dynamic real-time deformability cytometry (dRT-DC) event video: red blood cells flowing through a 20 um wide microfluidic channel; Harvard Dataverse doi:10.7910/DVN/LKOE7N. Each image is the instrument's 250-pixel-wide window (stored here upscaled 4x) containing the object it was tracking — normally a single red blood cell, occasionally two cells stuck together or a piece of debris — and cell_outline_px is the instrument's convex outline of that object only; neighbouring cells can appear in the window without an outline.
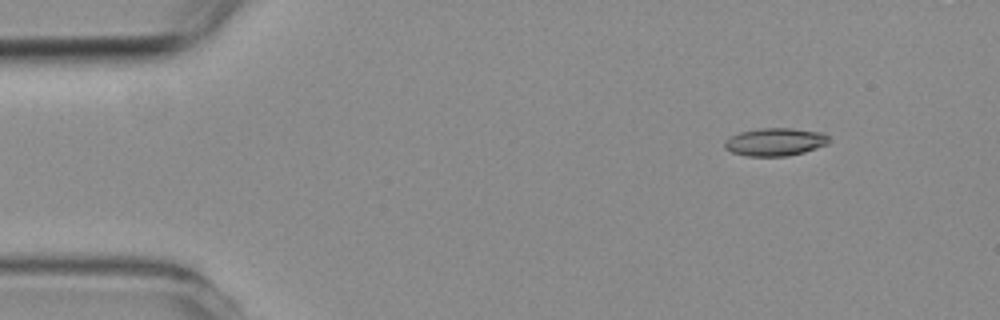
{"species": "common noctule bat (a hibernating species)", "species_latin": "Nyctalus noctula", "temperature_condition": "room temperature", "stored_images_in_passage": 6, "camera_frame_rate_fps": 3000, "um_per_image_px": 0.085, "animal": {"sex": "female", "body_mass_g": 19.3, "forearm_length_mm": 54.1}, "frame": {"image": 1, "passage_image": 1, "time_ms": 0.0, "image_size_px": [1000, 320], "cell_outline_px": [[828, 144], [804, 152], [788, 156], [748, 156], [732, 152], [724, 148], [724, 140], [740, 132], [756, 128], [792, 128], [820, 132], [828, 136]], "centroid_in_image_um": [65.86, 12.06], "position_along_channel_um": 19.1, "area_um2": 16.94}}
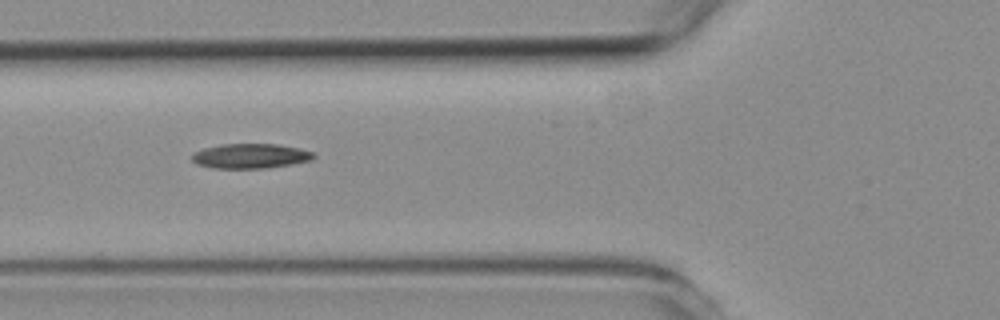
{"frame": {"image": 2, "passage_image": 4, "time_ms": 4.333, "image_size_px": [1000, 320], "cell_outline_px": [[316, 156], [312, 160], [292, 164], [264, 168], [212, 168], [196, 164], [192, 160], [192, 152], [204, 148], [220, 144], [280, 144], [300, 148], [312, 152]], "centroid_in_image_um": [21.28, 13.25], "position_along_channel_um": 104.5, "area_um2": 17.69}}
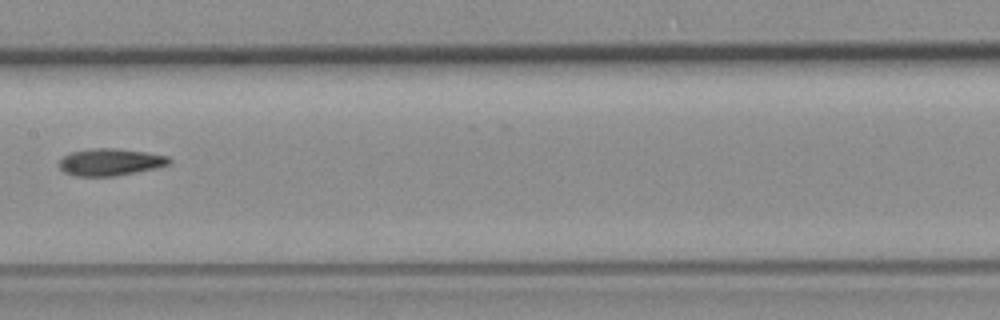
{"frame": {"image": 3, "passage_image": 6, "time_ms": 6.667, "image_size_px": [1000, 320], "cell_outline_px": [[172, 164], [160, 168], [116, 176], [76, 176], [64, 172], [60, 168], [60, 160], [64, 156], [72, 152], [92, 148], [112, 148], [144, 152], [168, 156], [172, 160]], "centroid_in_image_um": [9.44, 13.79], "position_along_channel_um": 198.0, "area_um2": 17.46}}